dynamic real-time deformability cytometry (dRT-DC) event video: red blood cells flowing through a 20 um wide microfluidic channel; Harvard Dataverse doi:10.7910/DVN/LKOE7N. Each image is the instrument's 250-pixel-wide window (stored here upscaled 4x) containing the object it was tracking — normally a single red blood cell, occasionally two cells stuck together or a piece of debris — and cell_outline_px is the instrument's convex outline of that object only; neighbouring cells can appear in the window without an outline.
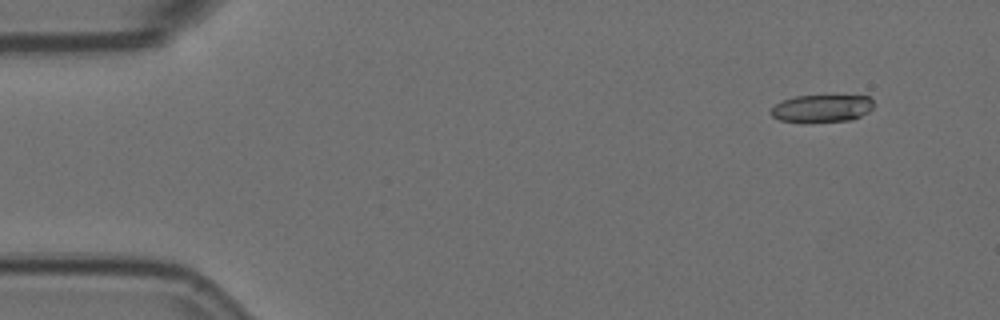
{"species": "Egyptian fruit bat (a non-hibernating species)", "species_latin": "Rousettus aegyptiacus", "temperature_condition": "room temperature", "stored_images_in_passage": 6, "camera_frame_rate_fps": 3000, "um_per_image_px": 0.085, "animal": {"sex": "female"}, "frame": {"image": 1, "passage_image": 2, "time_ms": 0.333, "image_size_px": [1000, 320], "cell_outline_px": [[872, 108], [868, 112], [852, 120], [804, 124], [780, 120], [772, 116], [768, 112], [776, 104], [784, 100], [796, 96], [868, 96], [872, 100]], "centroid_in_image_um": [69.81, 9.25], "position_along_channel_um": 15.2, "area_um2": 16.76}}
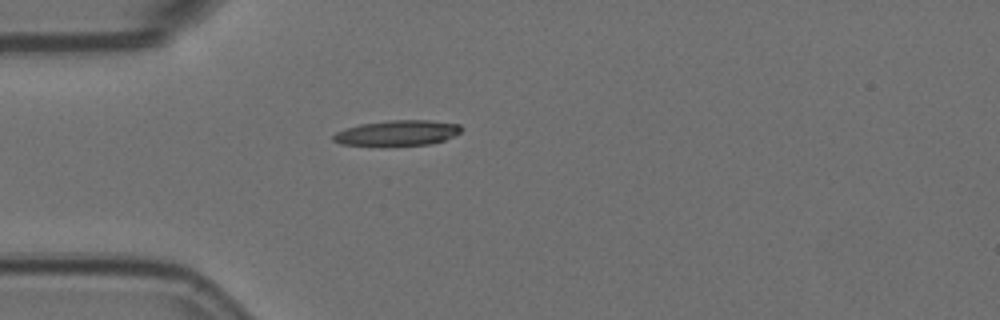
{"frame": {"image": 2, "passage_image": 5, "time_ms": 1.333, "image_size_px": [1000, 320], "cell_outline_px": [[464, 128], [460, 132], [444, 140], [432, 144], [340, 144], [332, 140], [332, 136], [336, 132], [344, 128], [360, 124], [388, 120], [432, 120], [460, 124]], "centroid_in_image_um": [33.8, 11.27], "position_along_channel_um": 51.2, "area_um2": 18.61}}